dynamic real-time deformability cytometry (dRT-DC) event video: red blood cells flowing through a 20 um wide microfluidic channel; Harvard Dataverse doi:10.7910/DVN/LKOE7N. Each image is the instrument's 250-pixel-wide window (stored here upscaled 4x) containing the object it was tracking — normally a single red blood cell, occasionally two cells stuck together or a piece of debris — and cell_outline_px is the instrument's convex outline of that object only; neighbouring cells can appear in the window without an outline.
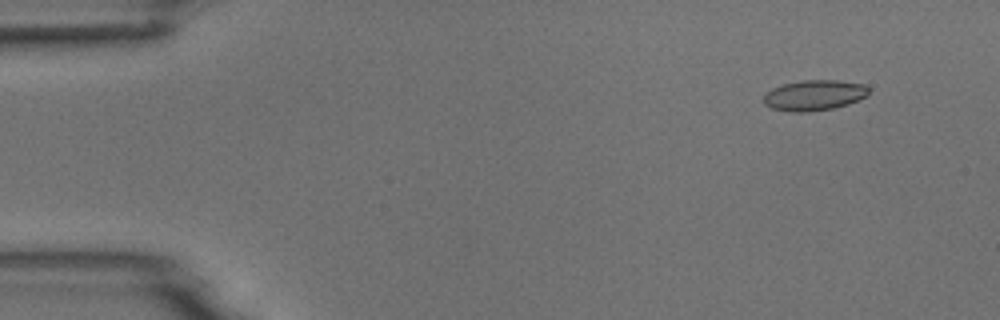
{"species": "common noctule bat (a hibernating species)", "species_latin": "Nyctalus noctula", "temperature_condition": "room temperature", "stored_images_in_passage": 5, "camera_frame_rate_fps": 3000, "um_per_image_px": 0.085, "animal": {"sex": "male", "body_mass_g": 18.8}, "frame": {"image": 1, "passage_image": 2, "time_ms": 1.0, "image_size_px": [1000, 320], "cell_outline_px": [[868, 96], [848, 104], [832, 108], [808, 112], [788, 112], [772, 108], [764, 104], [764, 96], [772, 88], [784, 84], [800, 80], [840, 80], [864, 84], [868, 88]], "centroid_in_image_um": [69.22, 8.09], "position_along_channel_um": 15.8, "area_um2": 18.73}}
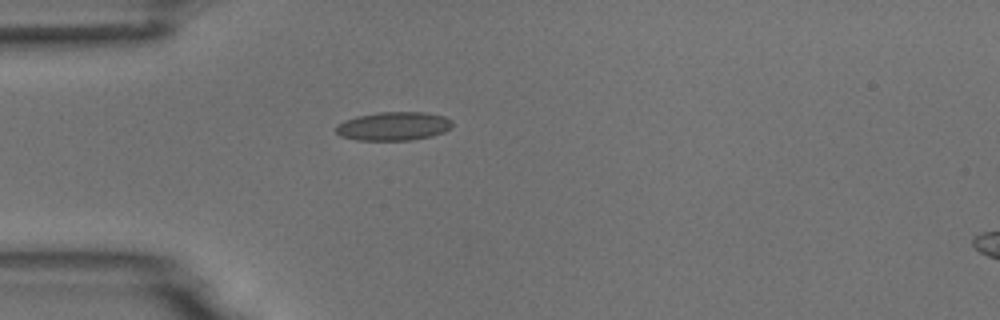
{"frame": {"image": 2, "passage_image": 5, "time_ms": 4.333, "image_size_px": [1000, 320], "cell_outline_px": [[452, 128], [444, 132], [432, 136], [412, 140], [356, 140], [340, 136], [336, 132], [336, 124], [344, 120], [356, 116], [376, 112], [428, 112], [444, 116], [452, 120]], "centroid_in_image_um": [33.45, 10.72], "position_along_channel_um": 51.5, "area_um2": 19.71}}